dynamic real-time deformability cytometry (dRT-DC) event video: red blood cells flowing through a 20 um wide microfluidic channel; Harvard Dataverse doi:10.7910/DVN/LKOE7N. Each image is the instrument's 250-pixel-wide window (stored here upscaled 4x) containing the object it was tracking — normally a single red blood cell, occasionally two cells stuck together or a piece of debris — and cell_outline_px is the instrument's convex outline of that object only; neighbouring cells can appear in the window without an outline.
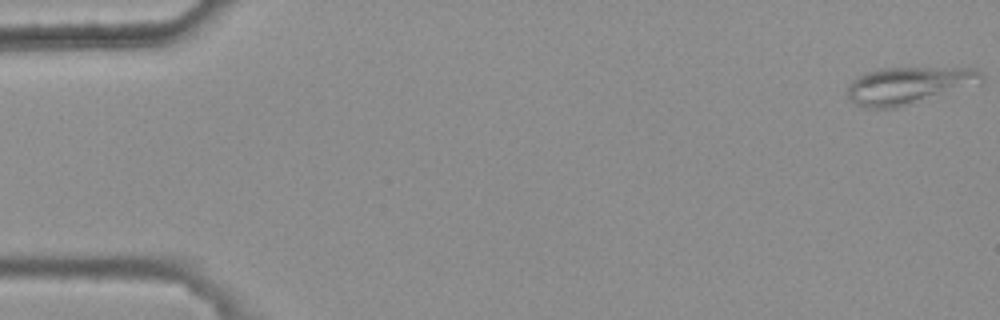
{"species": "common noctule bat (a hibernating species)", "species_latin": "Nyctalus noctula", "temperature_condition": "warm", "stored_images_in_passage": 5, "camera_frame_rate_fps": 3000, "um_per_image_px": 0.085, "animal": {"sex": "female", "body_mass_g": 25.1}, "frame": {"image": 1, "passage_image": 1, "time_ms": 0.0, "image_size_px": [1000, 320], "cell_outline_px": [[984, 80], [980, 84], [896, 108], [864, 108], [848, 100], [848, 84], [856, 76], [864, 72], [880, 68], [976, 68], [984, 76]], "centroid_in_image_um": [77.21, 7.26], "position_along_channel_um": 7.8, "area_um2": 29.3}}